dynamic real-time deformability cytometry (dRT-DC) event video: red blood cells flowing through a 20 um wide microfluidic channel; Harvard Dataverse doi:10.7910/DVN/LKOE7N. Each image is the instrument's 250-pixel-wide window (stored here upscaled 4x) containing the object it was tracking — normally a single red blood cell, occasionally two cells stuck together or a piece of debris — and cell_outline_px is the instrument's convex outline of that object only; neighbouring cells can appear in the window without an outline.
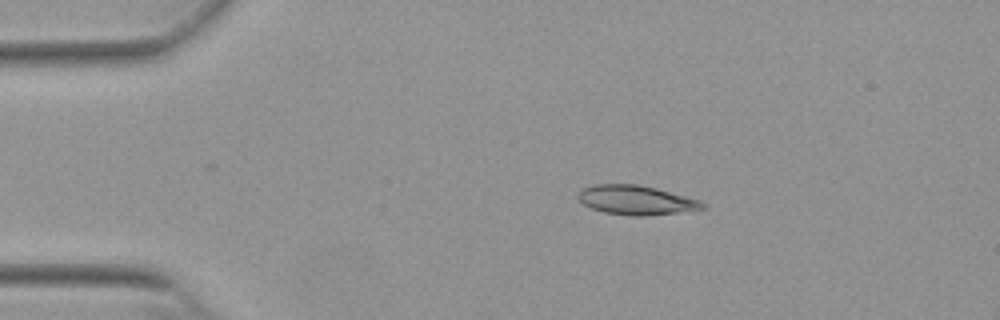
{"species": "Egyptian fruit bat (a non-hibernating species)", "species_latin": "Rousettus aegyptiacus", "temperature_condition": "warm", "stored_images_in_passage": 14, "camera_frame_rate_fps": 3000, "um_per_image_px": 0.085, "animal": {"sex": "female"}, "frame": {"image": 1, "passage_image": 10, "time_ms": 3.0, "image_size_px": [1000, 320], "cell_outline_px": [[708, 208], [680, 212], [644, 216], [632, 216], [604, 212], [592, 208], [584, 204], [576, 196], [584, 188], [596, 184], [636, 184], [656, 188], [700, 200], [708, 204]], "centroid_in_image_um": [54.12, 17.01], "position_along_channel_um": 30.9, "area_um2": 21.21}}